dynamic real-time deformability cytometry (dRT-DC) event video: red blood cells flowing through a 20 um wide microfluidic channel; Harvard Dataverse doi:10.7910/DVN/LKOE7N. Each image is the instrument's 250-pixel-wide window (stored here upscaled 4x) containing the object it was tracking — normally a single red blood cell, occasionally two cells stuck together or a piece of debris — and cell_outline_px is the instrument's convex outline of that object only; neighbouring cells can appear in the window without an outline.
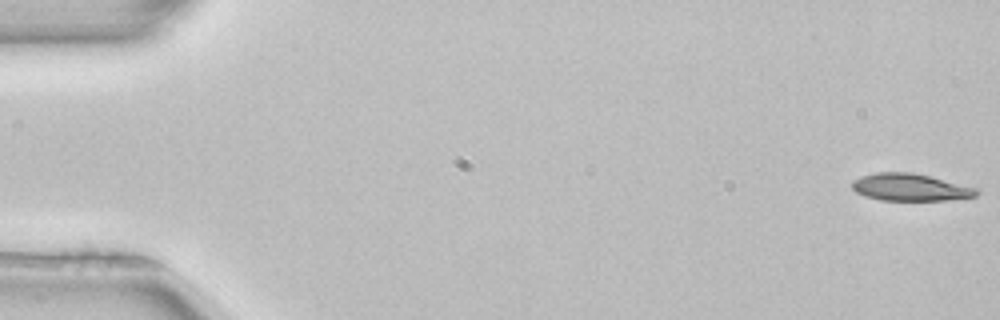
{"species": "common noctule bat (a hibernating species)", "species_latin": "Nyctalus noctula", "temperature_condition": "room temperature", "stored_images_in_passage": 53, "camera_frame_rate_fps": 3000, "um_per_image_px": 0.085, "animal": {"sex": "female", "body_mass_g": 22.7, "forearm_length_mm": 54.2}, "frame": {"image": 1, "passage_image": 1, "time_ms": 0.0, "image_size_px": [1000, 320], "cell_outline_px": [[980, 192], [976, 196], [948, 200], [880, 200], [864, 196], [856, 192], [852, 188], [852, 180], [860, 176], [876, 172], [912, 172], [980, 188]], "centroid_in_image_um": [77.38, 15.91], "position_along_channel_um": 7.6, "area_um2": 19.94}}
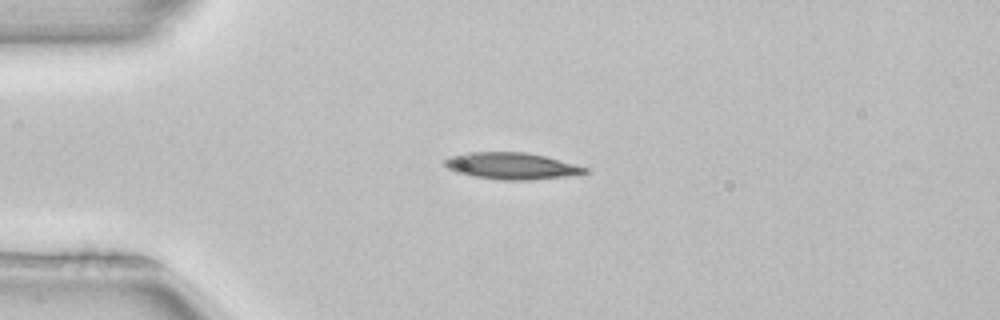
{"frame": {"image": 2, "passage_image": 13, "time_ms": 4.0, "image_size_px": [1000, 320], "cell_outline_px": [[588, 172], [564, 176], [532, 180], [500, 180], [472, 176], [456, 172], [448, 168], [444, 164], [444, 160], [452, 156], [468, 152], [524, 152], [544, 156], [588, 168]], "centroid_in_image_um": [43.44, 14.11], "position_along_channel_um": 41.6, "area_um2": 21.5}}
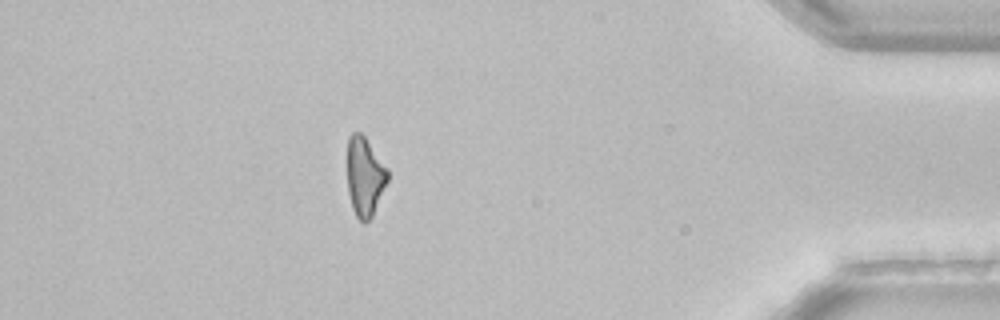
{"frame": {"image": 3, "passage_image": 46, "time_ms": 15.0, "image_size_px": [1000, 320], "cell_outline_px": [[388, 180], [372, 216], [364, 224], [356, 216], [352, 208], [348, 192], [348, 136], [352, 132], [360, 132], [364, 136], [388, 168]], "centroid_in_image_um": [31.01, 15.0], "position_along_channel_um": 404.2, "area_um2": 18.5}}